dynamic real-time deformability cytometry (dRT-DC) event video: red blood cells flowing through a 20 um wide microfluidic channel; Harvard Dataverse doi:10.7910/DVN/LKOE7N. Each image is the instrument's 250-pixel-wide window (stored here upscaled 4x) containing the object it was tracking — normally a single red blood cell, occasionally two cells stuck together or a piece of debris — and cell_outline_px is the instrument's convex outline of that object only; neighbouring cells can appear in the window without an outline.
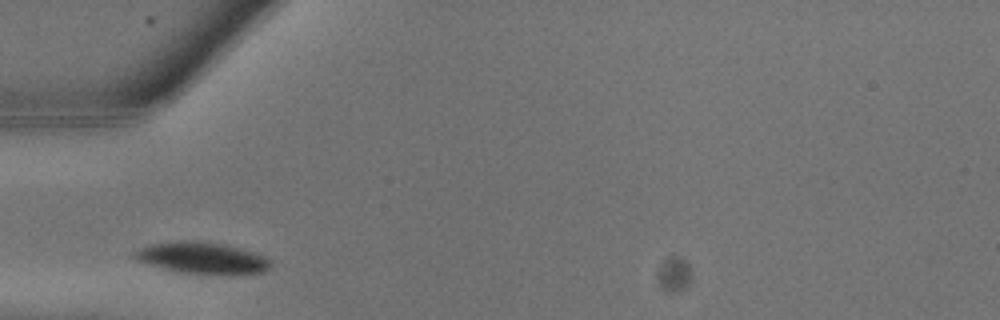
{"species": "common noctule bat (a hibernating species)", "species_latin": "Nyctalus noctula", "temperature_condition": "warm", "stored_images_in_passage": 10, "camera_frame_rate_fps": 3000, "um_per_image_px": 0.085, "animal": {"sex": "male", "body_mass_g": 13.3}, "frame": {"image": 1, "passage_image": 2, "time_ms": 0.333, "image_size_px": [1000, 320], "cell_outline_px": [[272, 264], [264, 272], [228, 276], [184, 272], [164, 268], [136, 260], [136, 252], [140, 248], [152, 244], [176, 240], [200, 240], [224, 244], [268, 256], [272, 260]], "centroid_in_image_um": [17.3, 21.93], "position_along_channel_um": 67.7, "area_um2": 25.26}}
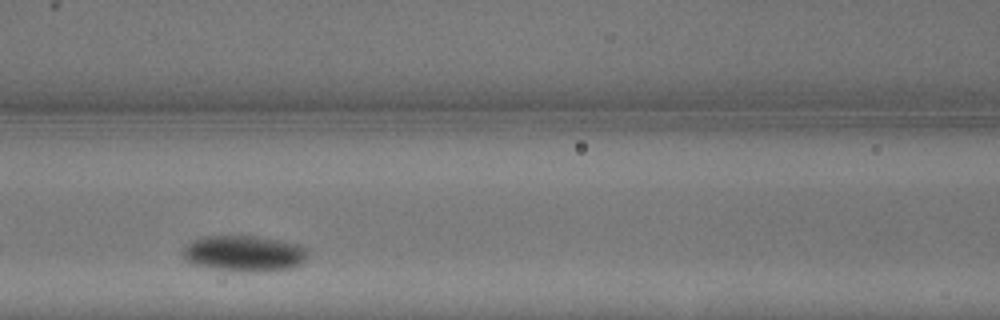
{"frame": {"image": 2, "passage_image": 5, "time_ms": 1.333, "image_size_px": [1000, 320], "cell_outline_px": [[308, 256], [300, 264], [292, 268], [264, 272], [236, 272], [192, 264], [184, 260], [184, 248], [192, 240], [204, 236], [252, 236], [280, 240], [296, 244], [304, 248], [308, 252]], "centroid_in_image_um": [20.75, 21.56], "position_along_channel_um": 145.8, "area_um2": 26.24}}
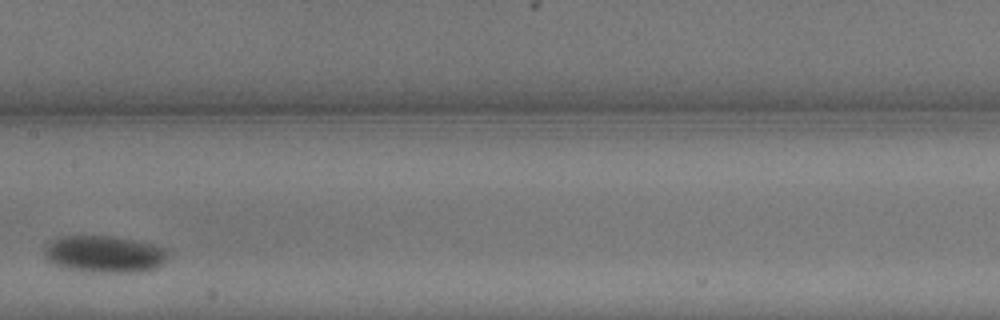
{"frame": {"image": 3, "passage_image": 7, "time_ms": 2.0, "image_size_px": [1000, 320], "cell_outline_px": [[172, 252], [156, 268], [140, 272], [84, 272], [68, 268], [56, 264], [48, 260], [48, 248], [56, 240], [64, 236], [112, 236], [132, 240], [168, 248]], "centroid_in_image_um": [9.01, 21.61], "position_along_channel_um": 198.4, "area_um2": 25.95}}